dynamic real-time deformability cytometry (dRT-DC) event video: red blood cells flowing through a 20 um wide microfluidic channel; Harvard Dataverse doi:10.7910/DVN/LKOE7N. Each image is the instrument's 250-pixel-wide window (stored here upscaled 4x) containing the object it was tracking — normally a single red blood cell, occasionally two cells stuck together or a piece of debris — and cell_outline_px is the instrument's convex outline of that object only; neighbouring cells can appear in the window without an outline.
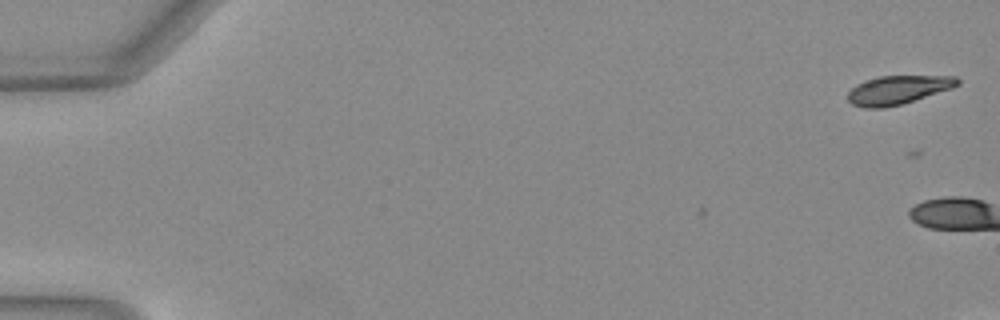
{"species": "Egyptian fruit bat (a non-hibernating species)", "species_latin": "Rousettus aegyptiacus", "temperature_condition": "warm", "stored_images_in_passage": 4, "camera_frame_rate_fps": 3000, "um_per_image_px": 0.085, "animal": {"sex": "female"}, "frame": {"image": 1, "passage_image": 1, "time_ms": 0.0, "image_size_px": [1000, 320], "cell_outline_px": [[960, 84], [952, 88], [900, 104], [884, 108], [864, 108], [852, 104], [848, 100], [848, 92], [856, 84], [864, 80], [880, 76], [956, 76], [960, 80]], "centroid_in_image_um": [76.3, 7.63], "position_along_channel_um": 8.7, "area_um2": 18.21}}